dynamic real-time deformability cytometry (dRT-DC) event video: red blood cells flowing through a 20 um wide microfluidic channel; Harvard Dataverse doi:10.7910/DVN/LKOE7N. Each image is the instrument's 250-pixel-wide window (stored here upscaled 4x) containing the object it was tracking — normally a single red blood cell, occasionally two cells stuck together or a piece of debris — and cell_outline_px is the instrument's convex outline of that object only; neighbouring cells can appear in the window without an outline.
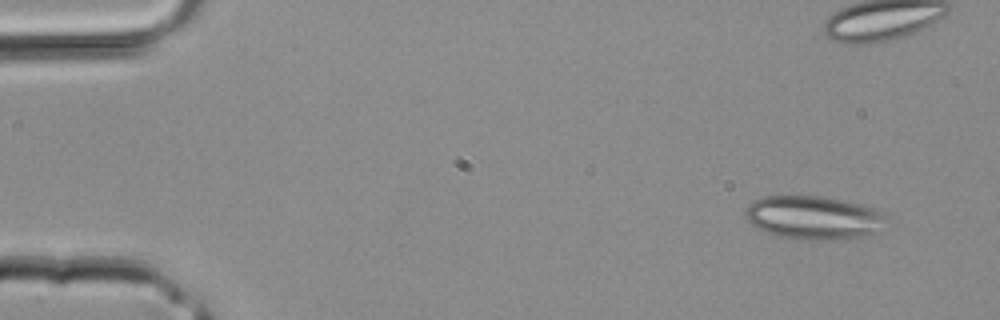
{"species": "common noctule bat (a hibernating species)", "species_latin": "Nyctalus noctula", "temperature_condition": "room temperature", "stored_images_in_passage": 3, "camera_frame_rate_fps": 3000, "um_per_image_px": 0.085, "animal": {"sex": "male", "body_mass_g": 20.4}, "frame": {"image": 1, "passage_image": 1, "time_ms": 0.0, "image_size_px": [1000, 320], "cell_outline_px": [[884, 216], [880, 232], [864, 236], [836, 240], [792, 240], [776, 236], [756, 228], [748, 220], [744, 212], [748, 204], [752, 200], [764, 196], [820, 196], [844, 200], [876, 208], [884, 212]], "centroid_in_image_um": [69.13, 18.51], "position_along_channel_um": 15.9, "area_um2": 36.24}}